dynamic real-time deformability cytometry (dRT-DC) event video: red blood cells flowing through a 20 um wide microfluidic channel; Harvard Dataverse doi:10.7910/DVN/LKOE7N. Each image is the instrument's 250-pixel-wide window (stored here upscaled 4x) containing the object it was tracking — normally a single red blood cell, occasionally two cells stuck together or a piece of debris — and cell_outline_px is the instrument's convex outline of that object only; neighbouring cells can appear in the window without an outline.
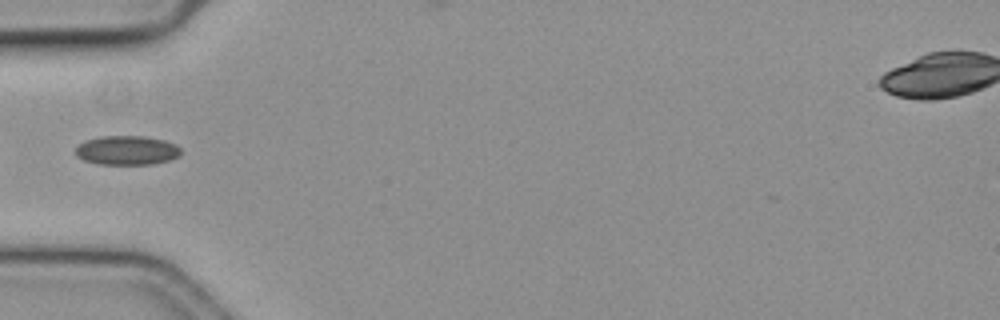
{"species": "common noctule bat (a hibernating species)", "species_latin": "Nyctalus noctula", "temperature_condition": "cold", "stored_images_in_passage": 10, "camera_frame_rate_fps": 3000, "um_per_image_px": 0.085, "animal": {"sex": "female", "body_mass_g": 19.3, "forearm_length_mm": 54.1}, "frame": {"image": 1, "passage_image": 1, "time_ms": 0.0, "image_size_px": [1000, 320], "cell_outline_px": [[180, 156], [168, 160], [152, 164], [100, 164], [84, 160], [76, 156], [76, 148], [84, 140], [100, 136], [144, 136], [164, 140], [176, 144], [180, 148]], "centroid_in_image_um": [10.78, 12.77], "position_along_channel_um": 74.2, "area_um2": 17.92}}